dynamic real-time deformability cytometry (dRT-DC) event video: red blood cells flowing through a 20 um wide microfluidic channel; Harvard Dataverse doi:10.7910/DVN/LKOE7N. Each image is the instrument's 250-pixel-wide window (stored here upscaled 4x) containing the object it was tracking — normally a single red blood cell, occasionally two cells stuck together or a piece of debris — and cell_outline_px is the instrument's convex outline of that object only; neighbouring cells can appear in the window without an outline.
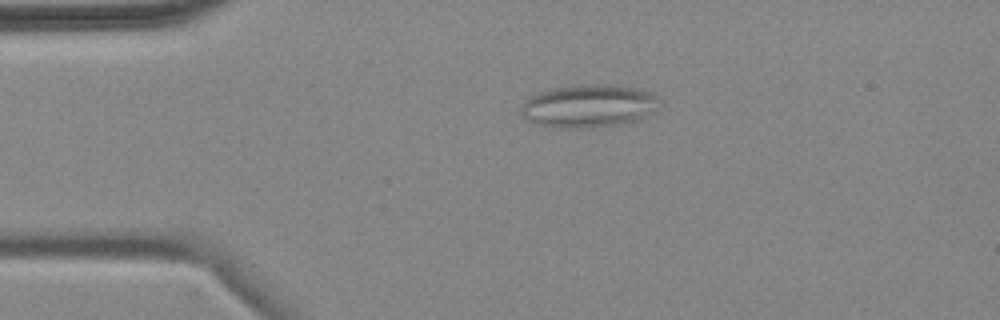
{"species": "common noctule bat (a hibernating species)", "species_latin": "Nyctalus noctula", "temperature_condition": "cold", "stored_images_in_passage": 4, "camera_frame_rate_fps": 3000, "um_per_image_px": 0.085, "animal": {"sex": "female", "body_mass_g": 18.4}, "frame": {"image": 1, "passage_image": 3, "time_ms": 3.0, "image_size_px": [1000, 320], "cell_outline_px": [[656, 108], [636, 120], [616, 124], [580, 128], [556, 128], [536, 124], [528, 120], [520, 112], [520, 108], [528, 96], [552, 88], [580, 84], [604, 84], [632, 88], [648, 92], [656, 96]], "centroid_in_image_um": [49.92, 9.0], "position_along_channel_um": 35.1, "area_um2": 33.99}}